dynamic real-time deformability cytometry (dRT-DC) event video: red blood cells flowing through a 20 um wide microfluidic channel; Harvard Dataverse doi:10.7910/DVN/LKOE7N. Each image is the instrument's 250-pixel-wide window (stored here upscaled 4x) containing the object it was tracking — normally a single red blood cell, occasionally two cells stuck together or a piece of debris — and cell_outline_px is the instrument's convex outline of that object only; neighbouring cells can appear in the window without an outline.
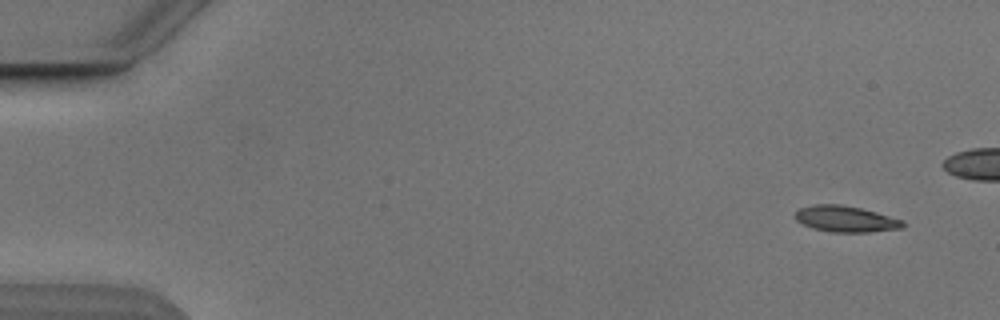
{"species": "Egyptian fruit bat (a non-hibernating species)", "species_latin": "Rousettus aegyptiacus", "temperature_condition": "cold", "stored_images_in_passage": 9, "camera_frame_rate_fps": 3000, "um_per_image_px": 0.085, "animal": {"sex": "male"}, "frame": {"image": 1, "passage_image": 1, "time_ms": 0.0, "image_size_px": [1000, 320], "cell_outline_px": [[904, 228], [868, 232], [832, 232], [812, 228], [796, 220], [796, 212], [800, 208], [812, 204], [840, 204], [860, 208], [876, 212], [904, 220]], "centroid_in_image_um": [71.9, 18.61], "position_along_channel_um": 13.1, "area_um2": 16.36}}
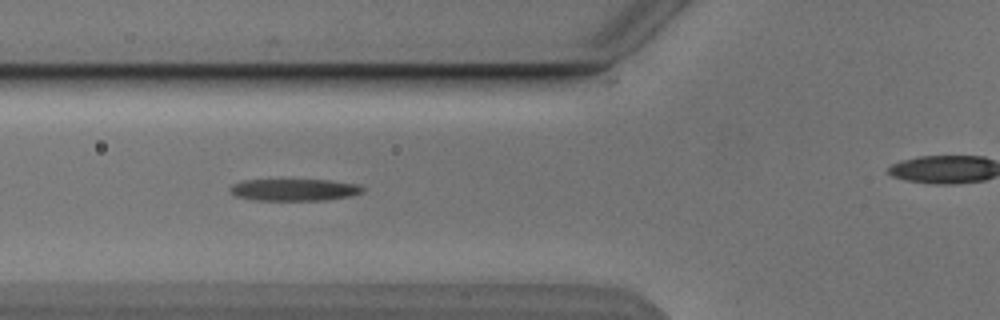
{"frame": {"image": 2, "passage_image": 6, "time_ms": 5.667, "image_size_px": [1000, 320], "cell_outline_px": [[364, 192], [352, 196], [324, 200], [256, 200], [236, 196], [228, 188], [232, 184], [244, 180], [332, 180], [356, 184], [364, 188]], "centroid_in_image_um": [25.04, 16.13], "position_along_channel_um": 100.8, "area_um2": 16.94}}
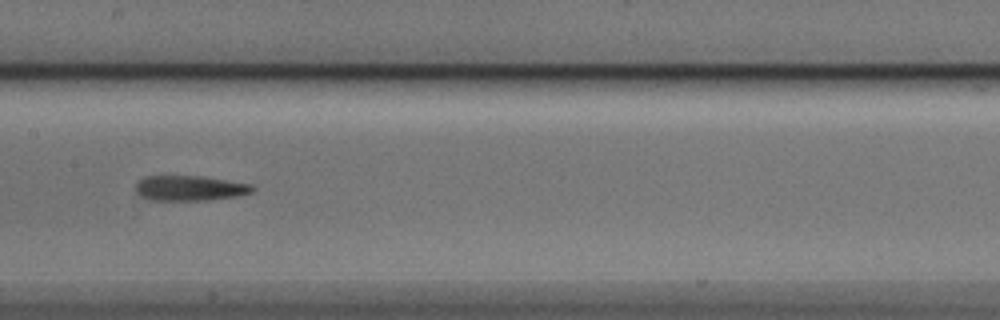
{"frame": {"image": 3, "passage_image": 8, "time_ms": 8.0, "image_size_px": [1000, 320], "cell_outline_px": [[256, 188], [252, 192], [240, 196], [208, 200], [148, 200], [136, 192], [136, 184], [144, 176], [200, 176], [252, 184]], "centroid_in_image_um": [16.16, 16.0], "position_along_channel_um": 191.2, "area_um2": 17.17}}